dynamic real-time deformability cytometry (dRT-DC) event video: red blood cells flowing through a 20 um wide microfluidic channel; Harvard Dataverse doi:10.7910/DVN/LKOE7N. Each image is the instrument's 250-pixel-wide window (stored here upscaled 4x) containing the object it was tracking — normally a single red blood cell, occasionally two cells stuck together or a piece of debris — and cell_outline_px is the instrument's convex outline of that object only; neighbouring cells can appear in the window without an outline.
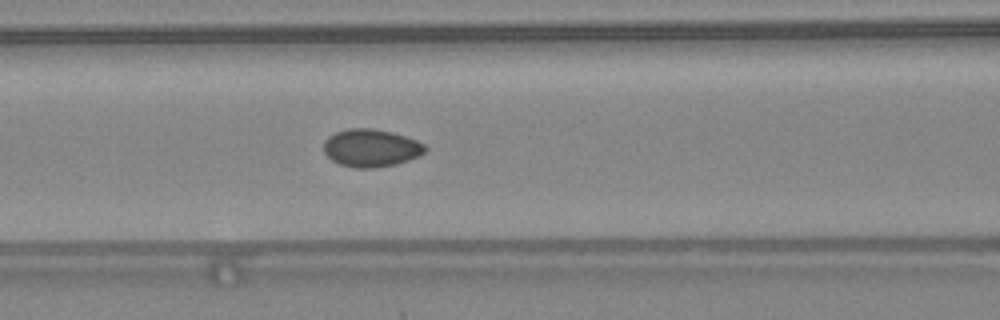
{"species": "common noctule bat (a hibernating species)", "species_latin": "Nyctalus noctula", "temperature_condition": "warm", "stored_images_in_passage": 48, "camera_frame_rate_fps": 3000, "um_per_image_px": 0.085, "animal": {"sex": "female", "body_mass_g": 24.6, "forearm_length_mm": 56.2}, "frame": {"image": 1, "passage_image": 21, "time_ms": 6.667, "image_size_px": [1000, 320], "cell_outline_px": [[428, 148], [420, 156], [396, 164], [376, 168], [356, 168], [340, 164], [332, 160], [324, 152], [324, 140], [328, 136], [336, 132], [348, 128], [372, 128], [392, 132], [416, 140], [424, 144]], "centroid_in_image_um": [31.54, 12.58], "position_along_channel_um": 135.1, "area_um2": 22.37}}